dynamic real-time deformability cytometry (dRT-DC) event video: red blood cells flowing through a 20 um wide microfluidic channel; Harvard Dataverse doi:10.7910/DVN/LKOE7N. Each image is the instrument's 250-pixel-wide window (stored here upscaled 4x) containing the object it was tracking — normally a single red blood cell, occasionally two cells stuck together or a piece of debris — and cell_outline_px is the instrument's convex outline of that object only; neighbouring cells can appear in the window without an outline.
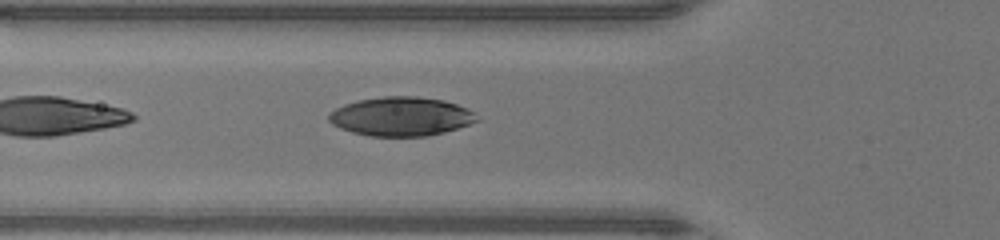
{"species": "human", "species_latin": "Homo sapiens", "temperature_condition": "warm", "stored_images_in_passage": 19, "camera_frame_rate_fps": 3000, "um_per_image_px": 0.085, "donor": {"sex": "male"}, "frame": {"image": 1, "passage_image": 2, "time_ms": 0.333, "image_size_px": [1000, 240], "cell_outline_px": [[480, 120], [444, 132], [428, 136], [368, 136], [352, 132], [340, 128], [332, 124], [328, 120], [328, 112], [344, 104], [360, 100], [384, 96], [416, 96], [444, 100], [468, 108]], "centroid_in_image_um": [34.06, 9.9], "position_along_channel_um": 91.7, "area_um2": 33.58}}
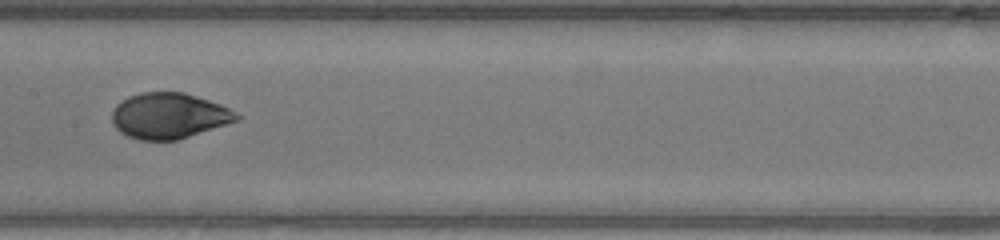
{"frame": {"image": 2, "passage_image": 9, "time_ms": 2.667, "image_size_px": [1000, 240], "cell_outline_px": [[240, 120], [180, 140], [140, 140], [128, 136], [120, 132], [112, 124], [112, 112], [116, 104], [128, 96], [140, 92], [184, 92], [220, 104], [236, 112], [240, 116]], "centroid_in_image_um": [14.36, 9.85], "position_along_channel_um": 193.0, "area_um2": 33.47}}
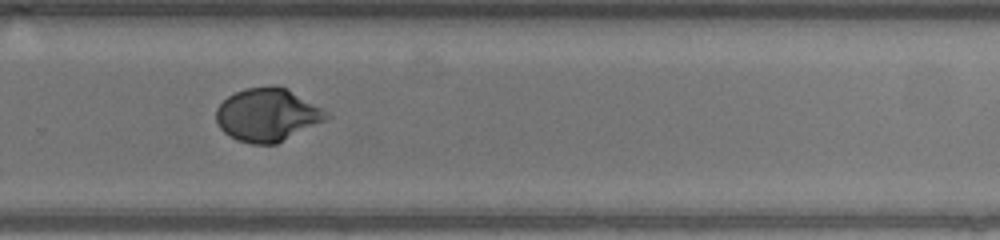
{"frame": {"image": 3, "passage_image": 17, "time_ms": 5.333, "image_size_px": [1000, 240], "cell_outline_px": [[332, 116], [276, 144], [252, 144], [236, 140], [224, 132], [220, 128], [216, 120], [216, 108], [228, 96], [244, 88], [288, 88], [320, 108]], "centroid_in_image_um": [22.68, 9.79], "position_along_channel_um": 307.1, "area_um2": 33.29}}